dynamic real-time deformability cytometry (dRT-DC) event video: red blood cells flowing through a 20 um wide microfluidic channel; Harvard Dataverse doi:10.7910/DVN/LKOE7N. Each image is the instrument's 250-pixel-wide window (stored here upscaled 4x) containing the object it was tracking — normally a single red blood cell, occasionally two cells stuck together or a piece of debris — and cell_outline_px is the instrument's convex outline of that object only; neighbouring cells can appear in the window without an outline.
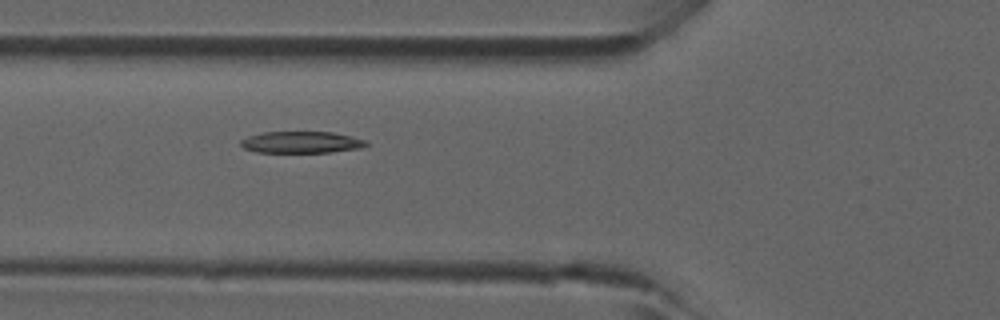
{"species": "common noctule bat (a hibernating species)", "species_latin": "Nyctalus noctula", "temperature_condition": "room temperature", "stored_images_in_passage": 3, "camera_frame_rate_fps": 3000, "um_per_image_px": 0.085, "animal": {"sex": "male", "forearm_length_mm": 52.5}, "frame": {"image": 1, "passage_image": 3, "time_ms": 0.667, "image_size_px": [1000, 320], "cell_outline_px": [[368, 144], [360, 148], [332, 152], [256, 152], [244, 148], [240, 144], [240, 140], [248, 136], [264, 132], [332, 132], [368, 140]], "centroid_in_image_um": [25.62, 12.09], "position_along_channel_um": 100.2, "area_um2": 15.78}}